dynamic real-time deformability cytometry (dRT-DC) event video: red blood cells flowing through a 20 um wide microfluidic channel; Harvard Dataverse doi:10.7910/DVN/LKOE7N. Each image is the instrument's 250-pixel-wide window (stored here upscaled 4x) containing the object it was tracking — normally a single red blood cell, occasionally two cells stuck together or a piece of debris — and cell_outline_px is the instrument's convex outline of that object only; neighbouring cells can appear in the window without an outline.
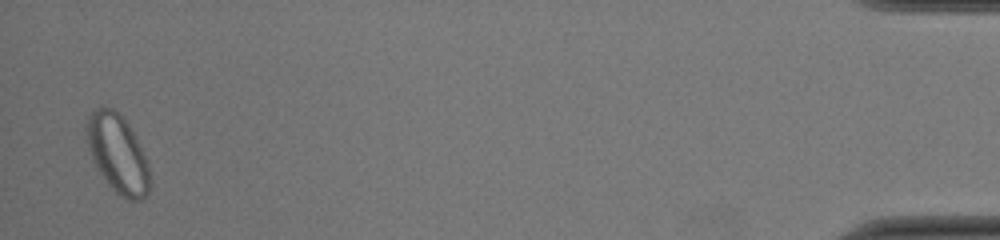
{"species": "common noctule bat (a hibernating species)", "species_latin": "Nyctalus noctula", "temperature_condition": "cold", "stored_images_in_passage": 45, "segment_of_instrument_passage": [2, 2], "camera_frame_rate_fps": 3000, "um_per_image_px": 0.085, "animal": {"sex": "female", "body_mass_g": 22.0, "forearm_length_mm": 56.7}, "frame": {"image": 1, "passage_image": 45, "time_ms": 14.667, "image_size_px": [1000, 240], "cell_outline_px": [[148, 192], [140, 200], [128, 200], [120, 196], [104, 180], [92, 160], [88, 148], [88, 116], [96, 108], [112, 108], [128, 124], [148, 164]], "centroid_in_image_um": [9.98, 13.1], "position_along_channel_um": 425.2, "area_um2": 27.86}}